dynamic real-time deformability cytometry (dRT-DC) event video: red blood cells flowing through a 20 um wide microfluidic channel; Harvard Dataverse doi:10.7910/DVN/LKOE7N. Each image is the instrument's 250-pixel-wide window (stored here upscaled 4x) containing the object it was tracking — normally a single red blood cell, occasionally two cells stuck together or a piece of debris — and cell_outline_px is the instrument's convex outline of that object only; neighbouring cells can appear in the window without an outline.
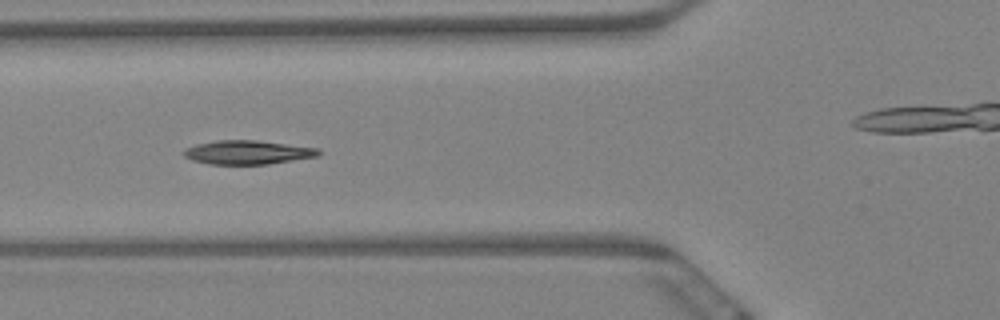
{"species": "Egyptian fruit bat (a non-hibernating species)", "species_latin": "Rousettus aegyptiacus", "temperature_condition": "warm", "stored_images_in_passage": 9, "camera_frame_rate_fps": 3000, "um_per_image_px": 0.085, "animal": {"sex": "female"}, "frame": {"image": 1, "passage_image": 6, "time_ms": 1.667, "image_size_px": [1000, 320], "cell_outline_px": [[320, 156], [268, 164], [208, 164], [192, 160], [184, 156], [184, 152], [188, 148], [196, 144], [216, 140], [256, 140], [320, 148]], "centroid_in_image_um": [21.09, 12.95], "position_along_channel_um": 104.7, "area_um2": 18.73}}
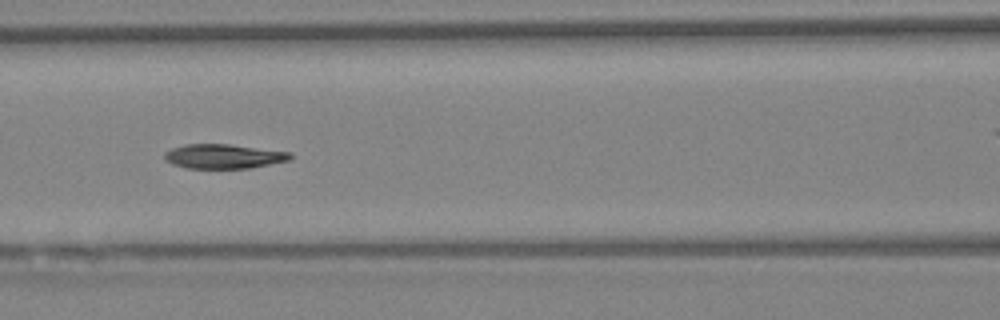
{"frame": {"image": 2, "passage_image": 7, "time_ms": 2.0, "image_size_px": [1000, 320], "cell_outline_px": [[292, 156], [288, 160], [248, 168], [188, 168], [172, 164], [164, 160], [164, 152], [172, 148], [184, 144], [228, 144], [292, 152]], "centroid_in_image_um": [18.96, 13.28], "position_along_channel_um": 147.6, "area_um2": 17.8}}
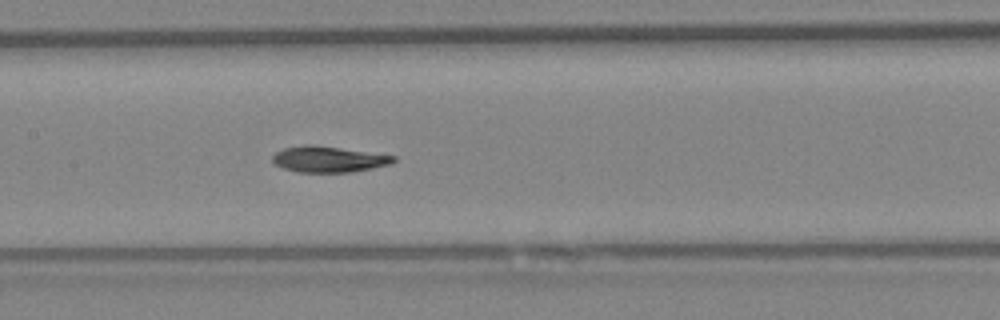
{"frame": {"image": 3, "passage_image": 8, "time_ms": 2.333, "image_size_px": [1000, 320], "cell_outline_px": [[396, 160], [392, 164], [352, 172], [296, 172], [284, 168], [276, 164], [272, 160], [272, 156], [276, 152], [284, 148], [308, 144], [312, 144], [396, 156]], "centroid_in_image_um": [27.93, 13.54], "position_along_channel_um": 179.5, "area_um2": 18.21}}